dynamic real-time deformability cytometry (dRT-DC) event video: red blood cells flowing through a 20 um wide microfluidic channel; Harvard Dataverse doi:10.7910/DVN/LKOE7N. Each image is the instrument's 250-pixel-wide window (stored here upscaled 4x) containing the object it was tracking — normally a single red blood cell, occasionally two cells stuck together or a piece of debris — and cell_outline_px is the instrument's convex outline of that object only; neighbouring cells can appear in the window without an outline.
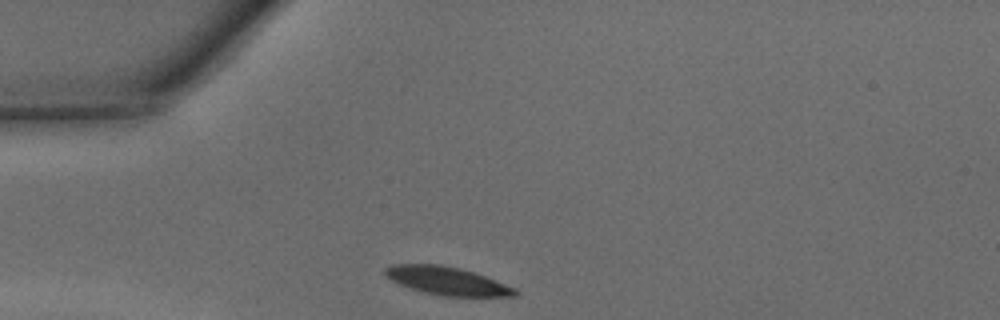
{"species": "common noctule bat (a hibernating species)", "species_latin": "Nyctalus noctula", "temperature_condition": "warm", "stored_images_in_passage": 25, "camera_frame_rate_fps": 3000, "um_per_image_px": 0.085, "animal": {"sex": "male", "body_mass_g": 15.6}, "frame": {"image": 1, "passage_image": 1, "time_ms": 0.0, "image_size_px": [1000, 320], "cell_outline_px": [[520, 292], [516, 296], [444, 296], [424, 292], [400, 284], [384, 276], [384, 268], [392, 264], [440, 264], [460, 268], [476, 272], [516, 288]], "centroid_in_image_um": [38.02, 23.86], "position_along_channel_um": 47.0, "area_um2": 21.39}}
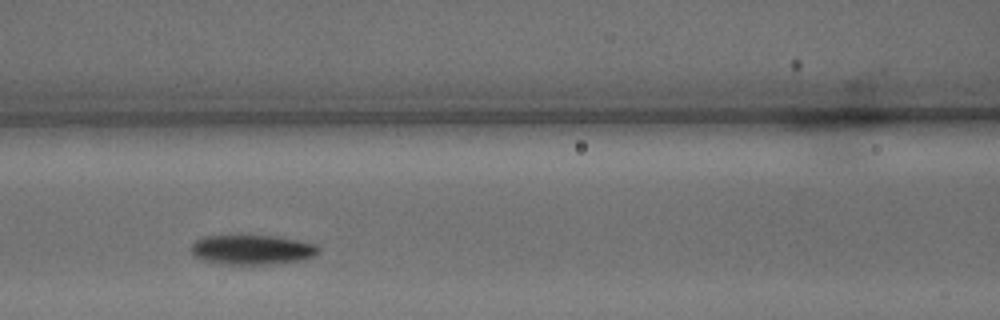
{"frame": {"image": 2, "passage_image": 9, "time_ms": 2.667, "image_size_px": [1000, 320], "cell_outline_px": [[320, 252], [312, 256], [300, 260], [268, 264], [224, 264], [204, 260], [196, 256], [192, 252], [192, 244], [196, 240], [204, 236], [276, 236], [316, 244], [320, 248]], "centroid_in_image_um": [21.44, 21.22], "position_along_channel_um": 145.2, "area_um2": 21.68}}
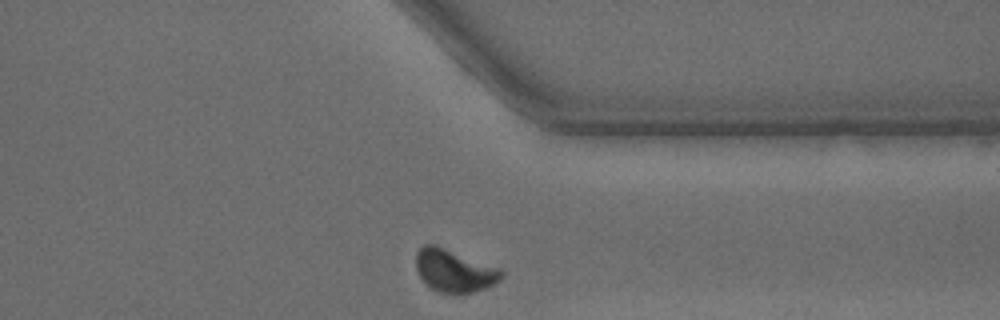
{"frame": {"image": 3, "passage_image": 25, "time_ms": 8.0, "image_size_px": [1000, 320], "cell_outline_px": [[504, 276], [500, 280], [484, 288], [460, 296], [436, 292], [428, 288], [424, 284], [416, 268], [416, 252], [424, 244], [436, 244], [500, 268], [504, 272]], "centroid_in_image_um": [38.58, 23.04], "position_along_channel_um": 372.8, "area_um2": 21.79}, "authors_computed_cell_mechanics": {"area_um2": 22.1374, "velocity_mm_per_s": 4.306, "shape_relaxation_time_tau1_ms": 5.0361, "shape_relaxation_time_tau2_ms": 3.4296, "deformation_change_tau1": 0.2007, "deformation_change_tau2": 0.079}}